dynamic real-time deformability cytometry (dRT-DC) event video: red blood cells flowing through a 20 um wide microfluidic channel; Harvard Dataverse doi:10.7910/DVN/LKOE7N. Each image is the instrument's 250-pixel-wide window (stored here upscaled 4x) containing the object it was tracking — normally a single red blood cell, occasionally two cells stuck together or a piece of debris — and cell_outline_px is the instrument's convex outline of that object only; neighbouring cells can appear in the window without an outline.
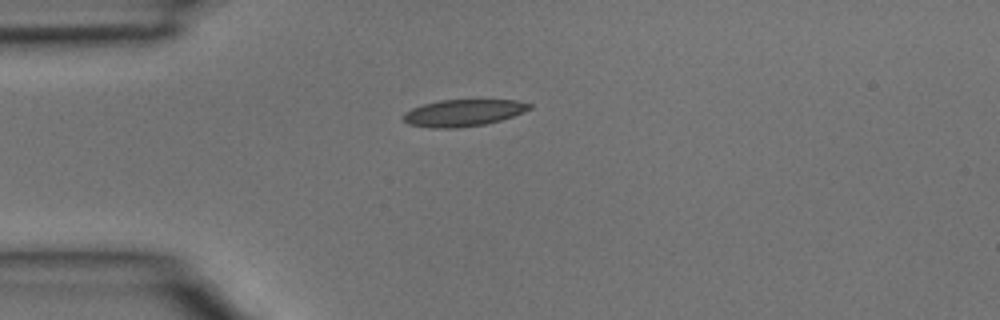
{"species": "common noctule bat (a hibernating species)", "species_latin": "Nyctalus noctula", "temperature_condition": "room temperature", "stored_images_in_passage": 1, "camera_frame_rate_fps": 3000, "um_per_image_px": 0.085, "animal": {"sex": "male", "body_mass_g": 15.6}, "frame": {"image": 1, "passage_image": 1, "time_ms": 0.0, "image_size_px": [1000, 320], "cell_outline_px": [[532, 108], [512, 116], [500, 120], [484, 124], [460, 128], [428, 128], [408, 124], [400, 116], [404, 112], [412, 108], [424, 104], [440, 100], [516, 100], [532, 104]], "centroid_in_image_um": [39.33, 9.6], "position_along_channel_um": 45.7, "area_um2": 19.77}}